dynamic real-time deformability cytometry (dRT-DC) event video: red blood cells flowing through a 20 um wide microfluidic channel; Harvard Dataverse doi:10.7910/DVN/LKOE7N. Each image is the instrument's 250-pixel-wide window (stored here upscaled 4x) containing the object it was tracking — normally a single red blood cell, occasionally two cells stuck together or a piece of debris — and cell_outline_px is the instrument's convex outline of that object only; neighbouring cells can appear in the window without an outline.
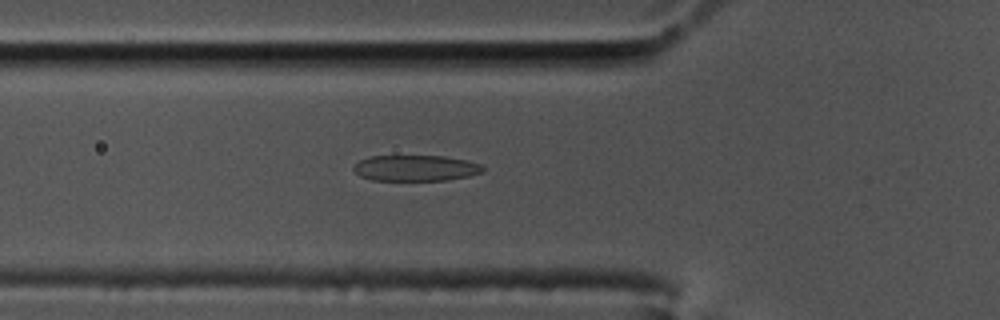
{"species": "common noctule bat (a hibernating species)", "species_latin": "Nyctalus noctula", "temperature_condition": "cold", "stored_images_in_passage": 43, "camera_frame_rate_fps": 3000, "um_per_image_px": 0.085, "animal": {"sex": "male", "body_mass_g": 17.5, "forearm_length_mm": 52.3}, "frame": {"image": 1, "passage_image": 7, "time_ms": 2.0, "image_size_px": [1000, 320], "cell_outline_px": [[484, 172], [468, 176], [448, 180], [372, 180], [360, 176], [352, 168], [360, 160], [368, 156], [444, 156], [468, 160], [480, 164], [484, 168]], "centroid_in_image_um": [35.35, 14.28], "position_along_channel_um": 90.5, "area_um2": 19.54}}
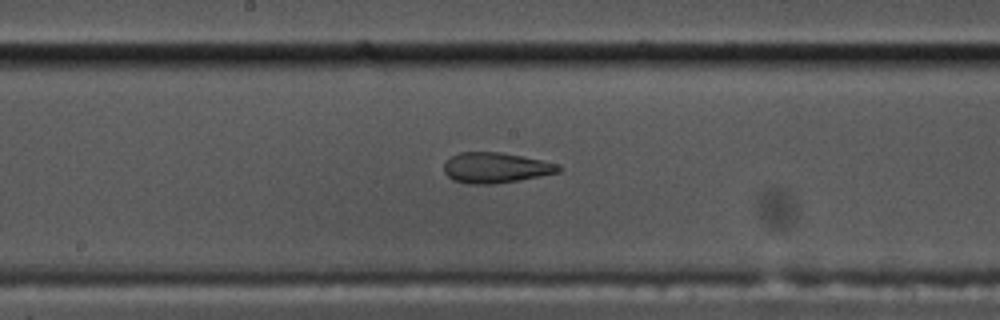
{"frame": {"image": 2, "passage_image": 17, "time_ms": 5.333, "image_size_px": [1000, 320], "cell_outline_px": [[564, 168], [560, 172], [520, 180], [496, 184], [468, 184], [452, 180], [444, 172], [444, 164], [452, 156], [460, 152], [500, 152], [560, 164]], "centroid_in_image_um": [42.15, 14.27], "position_along_channel_um": 206.0, "area_um2": 20.4}}
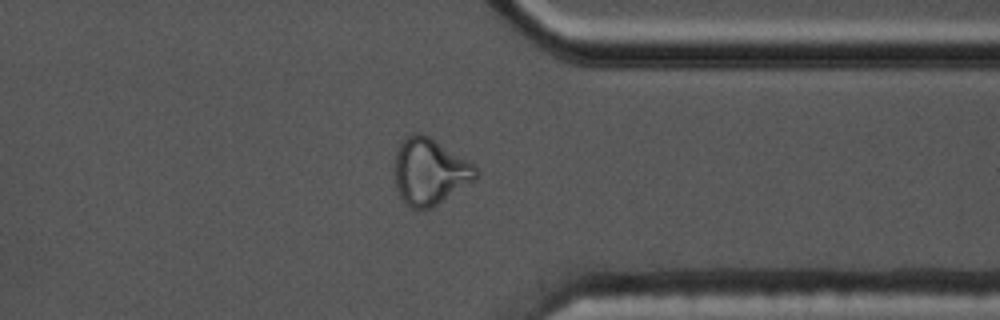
{"frame": {"image": 3, "passage_image": 32, "time_ms": 10.333, "image_size_px": [1000, 320], "cell_outline_px": [[476, 180], [436, 204], [428, 208], [412, 208], [404, 204], [396, 188], [396, 152], [400, 144], [412, 132], [420, 132], [428, 136], [472, 164], [476, 168]], "centroid_in_image_um": [36.5, 14.59], "position_along_channel_um": 374.9, "area_um2": 30.58}, "authors_computed_cell_mechanics": {"area_um2": 21.8484, "velocity_mm_per_s": 3.4591, "shape_relaxation_time_tau1_ms": null, "shape_relaxation_time_tau2_ms": 1.5962, "deformation_change_tau1": null, "deformation_change_tau2": 0.0933}}